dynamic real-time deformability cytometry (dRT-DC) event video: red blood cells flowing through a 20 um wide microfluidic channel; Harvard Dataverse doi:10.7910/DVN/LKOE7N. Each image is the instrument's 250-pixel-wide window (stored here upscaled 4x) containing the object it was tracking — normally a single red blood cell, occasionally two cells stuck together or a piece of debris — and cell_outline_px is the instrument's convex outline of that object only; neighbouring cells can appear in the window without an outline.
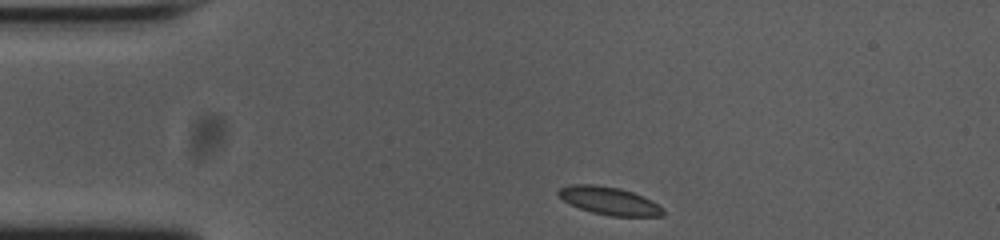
{"species": "common noctule bat (a hibernating species)", "species_latin": "Nyctalus noctula", "temperature_condition": "cold", "stored_images_in_passage": 39, "camera_frame_rate_fps": 3000, "um_per_image_px": 0.085, "animal": {"sex": "female", "body_mass_g": 23.0, "forearm_length_mm": 53.4}, "frame": {"image": 1, "passage_image": 1, "time_ms": 0.0, "image_size_px": [1000, 240], "cell_outline_px": [[664, 216], [612, 216], [592, 212], [580, 208], [564, 200], [556, 192], [560, 188], [572, 184], [596, 184], [620, 188], [632, 192], [652, 200], [664, 212]], "centroid_in_image_um": [51.78, 17.06], "position_along_channel_um": 33.2, "area_um2": 16.76}}
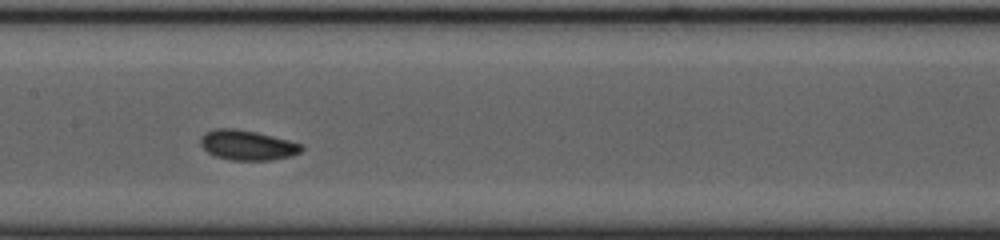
{"frame": {"image": 2, "passage_image": 17, "time_ms": 5.333, "image_size_px": [1000, 240], "cell_outline_px": [[304, 148], [300, 152], [292, 156], [272, 160], [232, 160], [216, 156], [208, 152], [200, 144], [200, 136], [216, 128], [232, 128], [256, 132], [304, 144]], "centroid_in_image_um": [21.05, 12.34], "position_along_channel_um": 186.3, "area_um2": 17.57}}
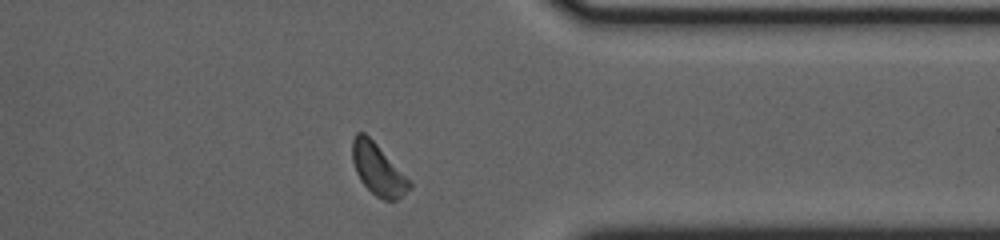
{"frame": {"image": 3, "passage_image": 34, "time_ms": 11.0, "image_size_px": [1000, 240], "cell_outline_px": [[412, 188], [396, 200], [384, 200], [376, 196], [360, 180], [356, 172], [352, 160], [352, 140], [356, 132], [364, 132], [376, 144], [412, 184]], "centroid_in_image_um": [32.1, 14.41], "position_along_channel_um": 379.3, "area_um2": 16.65}, "authors_computed_cell_mechanics": {"area_um2": 16.9354, "velocity_mm_per_s": 3.649, "shape_relaxation_time_tau1_ms": 8.4969, "shape_relaxation_time_tau2_ms": null, "deformation_change_tau1": 0.1424, "deformation_change_tau2": null}}